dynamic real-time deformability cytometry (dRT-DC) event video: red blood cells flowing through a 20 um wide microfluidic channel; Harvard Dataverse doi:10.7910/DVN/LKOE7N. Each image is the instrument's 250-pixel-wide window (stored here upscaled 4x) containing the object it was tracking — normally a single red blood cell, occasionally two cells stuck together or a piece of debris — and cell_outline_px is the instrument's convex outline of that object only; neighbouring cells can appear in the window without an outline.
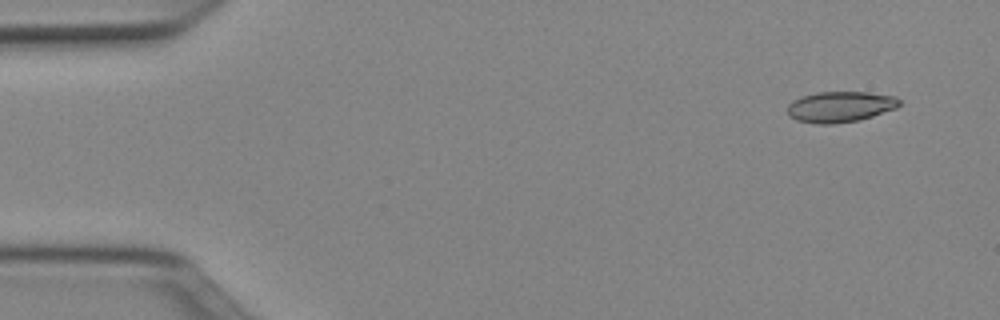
{"species": "Egyptian fruit bat (a non-hibernating species)", "species_latin": "Rousettus aegyptiacus", "temperature_condition": "cold", "stored_images_in_passage": 51, "camera_frame_rate_fps": 3000, "um_per_image_px": 0.085, "animal": {"sex": "female"}, "frame": {"image": 1, "passage_image": 4, "time_ms": 1.0, "image_size_px": [1000, 320], "cell_outline_px": [[900, 104], [896, 108], [860, 120], [836, 124], [816, 124], [796, 120], [788, 116], [788, 104], [792, 100], [800, 96], [816, 92], [868, 92], [896, 96], [900, 100]], "centroid_in_image_um": [71.39, 9.07], "position_along_channel_um": 13.6, "area_um2": 20.35}}
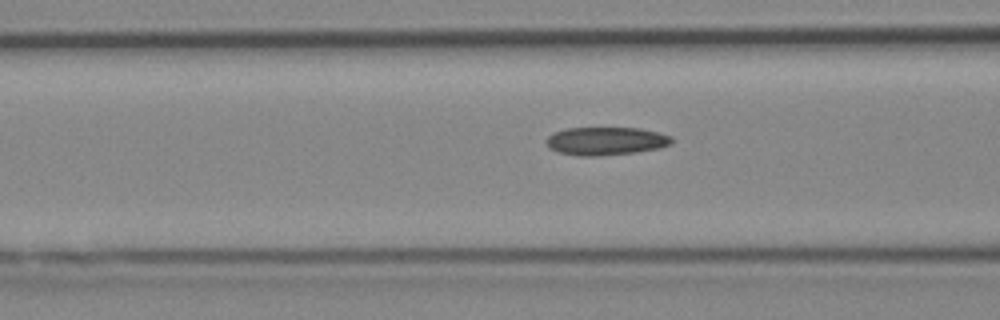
{"frame": {"image": 2, "passage_image": 20, "time_ms": 6.333, "image_size_px": [1000, 320], "cell_outline_px": [[672, 144], [660, 148], [636, 152], [600, 156], [580, 156], [556, 152], [548, 148], [544, 140], [552, 132], [568, 128], [640, 128], [672, 136]], "centroid_in_image_um": [51.45, 11.99], "position_along_channel_um": 115.1, "area_um2": 20.81}}
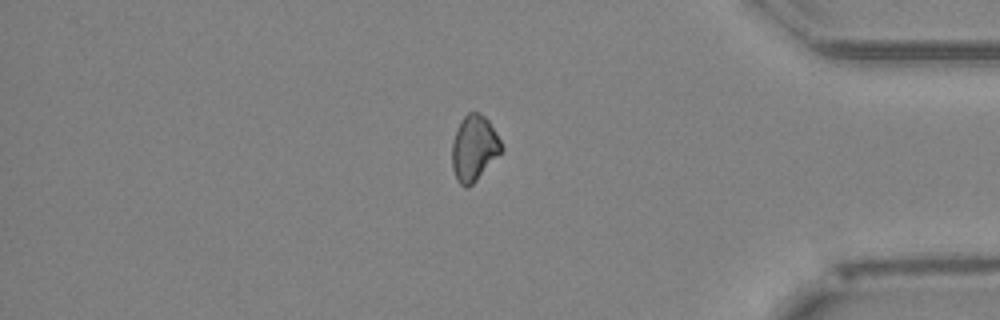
{"frame": {"image": 3, "passage_image": 43, "time_ms": 14.0, "image_size_px": [1000, 320], "cell_outline_px": [[504, 148], [476, 180], [468, 188], [464, 188], [456, 180], [452, 168], [452, 140], [460, 120], [468, 112], [480, 112], [488, 120], [496, 132]], "centroid_in_image_um": [40.27, 12.58], "position_along_channel_um": 394.9, "area_um2": 18.9}, "authors_computed_cell_mechanics": {"area_um2": 19.8254, "velocity_mm_per_s": 4.0065, "shape_relaxation_time_tau1_ms": null, "shape_relaxation_time_tau2_ms": 10.2111, "deformation_change_tau1": null, "deformation_change_tau2": 0.1712}}